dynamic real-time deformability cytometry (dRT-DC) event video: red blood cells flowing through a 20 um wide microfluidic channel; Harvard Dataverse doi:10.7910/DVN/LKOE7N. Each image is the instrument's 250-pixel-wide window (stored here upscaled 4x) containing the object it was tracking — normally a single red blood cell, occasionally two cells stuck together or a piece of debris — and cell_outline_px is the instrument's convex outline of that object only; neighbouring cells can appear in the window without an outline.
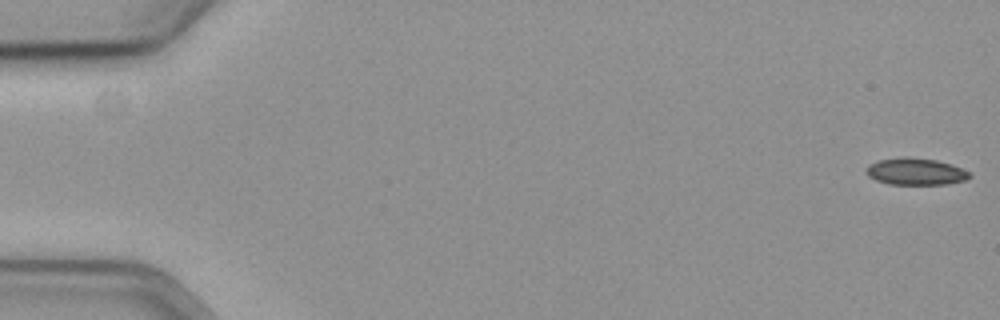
{"species": "common noctule bat (a hibernating species)", "species_latin": "Nyctalus noctula", "temperature_condition": "cold", "stored_images_in_passage": 14, "camera_frame_rate_fps": 3000, "um_per_image_px": 0.085, "animal": {"sex": "female", "body_mass_g": 19.3, "forearm_length_mm": 54.1}, "frame": {"image": 1, "passage_image": 1, "time_ms": 0.0, "image_size_px": [1000, 320], "cell_outline_px": [[972, 176], [964, 180], [948, 184], [888, 184], [876, 180], [868, 176], [864, 172], [864, 168], [868, 164], [880, 160], [900, 156], [904, 156], [936, 160], [960, 168], [968, 172]], "centroid_in_image_um": [77.75, 14.58], "position_along_channel_um": 7.3, "area_um2": 16.18}}